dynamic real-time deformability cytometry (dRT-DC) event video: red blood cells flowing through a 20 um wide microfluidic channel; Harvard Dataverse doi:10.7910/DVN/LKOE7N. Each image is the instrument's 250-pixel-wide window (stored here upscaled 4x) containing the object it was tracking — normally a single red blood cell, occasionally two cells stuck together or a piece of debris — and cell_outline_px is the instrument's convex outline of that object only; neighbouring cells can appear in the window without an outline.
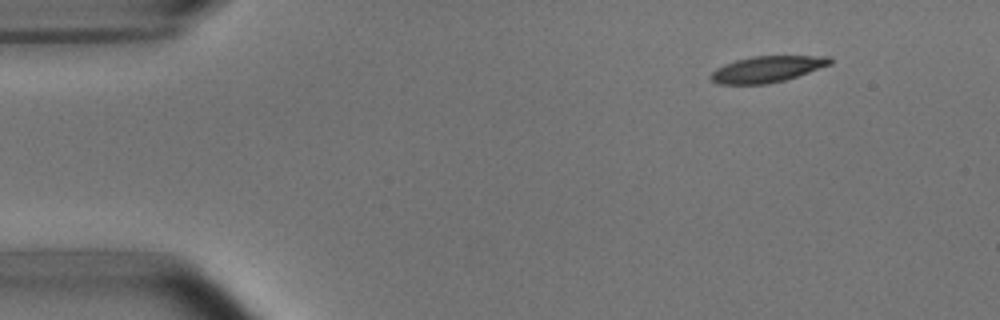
{"species": "common noctule bat (a hibernating species)", "species_latin": "Nyctalus noctula", "temperature_condition": "room temperature", "stored_images_in_passage": 6, "camera_frame_rate_fps": 3000, "um_per_image_px": 0.085, "animal": {"sex": "male", "body_mass_g": 15.6}, "frame": {"image": 1, "passage_image": 2, "time_ms": 1.0, "image_size_px": [1000, 320], "cell_outline_px": [[832, 64], [784, 80], [768, 84], [716, 84], [708, 76], [716, 68], [724, 64], [736, 60], [752, 56], [832, 56]], "centroid_in_image_um": [65.18, 5.88], "position_along_channel_um": 19.8, "area_um2": 18.21}}